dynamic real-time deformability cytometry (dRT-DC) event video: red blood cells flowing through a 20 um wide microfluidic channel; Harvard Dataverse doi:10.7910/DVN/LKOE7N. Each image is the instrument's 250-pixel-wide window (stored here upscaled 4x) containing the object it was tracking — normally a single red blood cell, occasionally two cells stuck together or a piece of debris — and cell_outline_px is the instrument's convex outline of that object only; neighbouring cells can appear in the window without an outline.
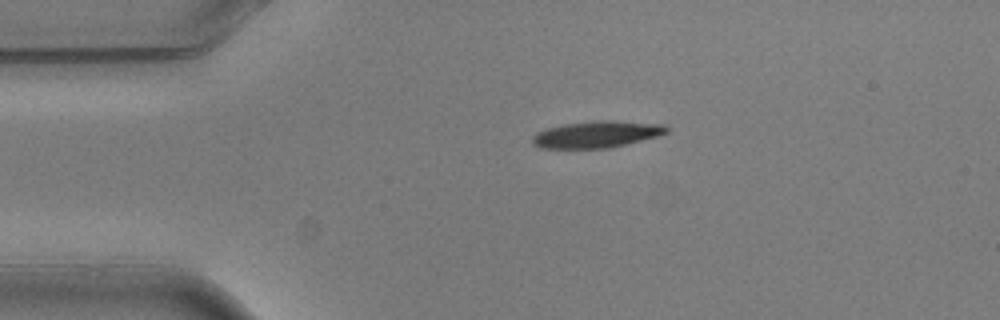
{"species": "common noctule bat (a hibernating species)", "species_latin": "Nyctalus noctula", "temperature_condition": "warm", "stored_images_in_passage": 2, "camera_frame_rate_fps": 3000, "um_per_image_px": 0.085, "animal": {"sex": "male", "body_mass_g": 20.5, "forearm_length_mm": 52.5}, "frame": {"image": 1, "passage_image": 1, "time_ms": 0.0, "image_size_px": [1000, 320], "cell_outline_px": [[672, 128], [668, 132], [660, 136], [608, 148], [540, 148], [532, 144], [532, 136], [536, 132], [548, 128], [564, 124], [600, 120], [612, 120], [668, 124]], "centroid_in_image_um": [50.79, 11.41], "position_along_channel_um": 34.2, "area_um2": 21.15}}